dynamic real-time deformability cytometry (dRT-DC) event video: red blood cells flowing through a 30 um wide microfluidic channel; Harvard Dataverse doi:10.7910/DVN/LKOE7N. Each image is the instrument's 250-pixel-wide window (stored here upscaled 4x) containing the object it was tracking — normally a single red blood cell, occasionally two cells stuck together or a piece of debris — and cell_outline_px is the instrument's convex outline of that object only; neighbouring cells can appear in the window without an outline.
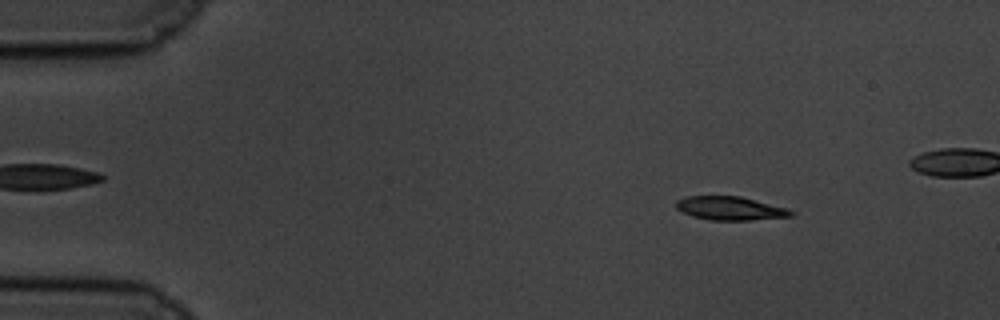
{"species": "common noctule bat (a hibernating species)", "species_latin": "Nyctalus noctula", "temperature_condition": "cold", "stored_images_in_passage": 52, "camera_frame_rate_fps": 3000, "um_per_image_px": 0.085, "animal": {"sex": "male", "body_mass_g": 19.5, "forearm_length_mm": 54.6}, "frame": {"image": 1, "passage_image": 7, "time_ms": 2.0, "image_size_px": [1000, 320], "cell_outline_px": [[796, 212], [792, 216], [748, 220], [708, 220], [692, 216], [676, 208], [676, 200], [688, 196], [740, 196], [788, 208]], "centroid_in_image_um": [62.08, 17.7], "position_along_channel_um": 22.9, "area_um2": 15.78}}
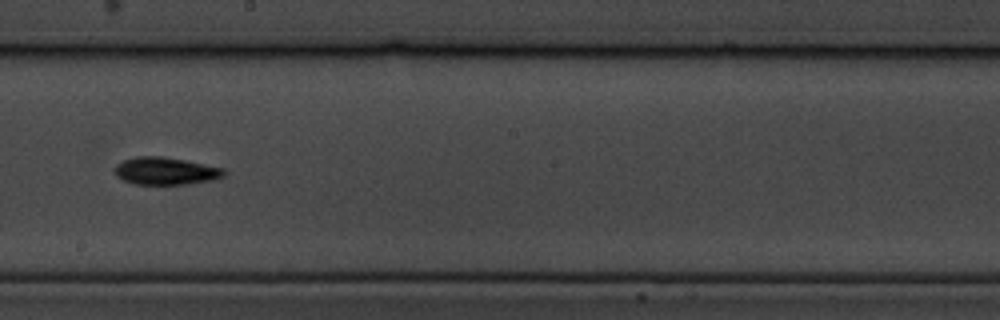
{"frame": {"image": 2, "passage_image": 32, "time_ms": 10.333, "image_size_px": [1000, 320], "cell_outline_px": [[228, 172], [224, 176], [212, 180], [188, 184], [136, 184], [124, 180], [116, 176], [116, 164], [124, 160], [136, 156], [160, 156], [184, 160], [224, 168]], "centroid_in_image_um": [14.11, 14.53], "position_along_channel_um": 234.1, "area_um2": 17.4}}
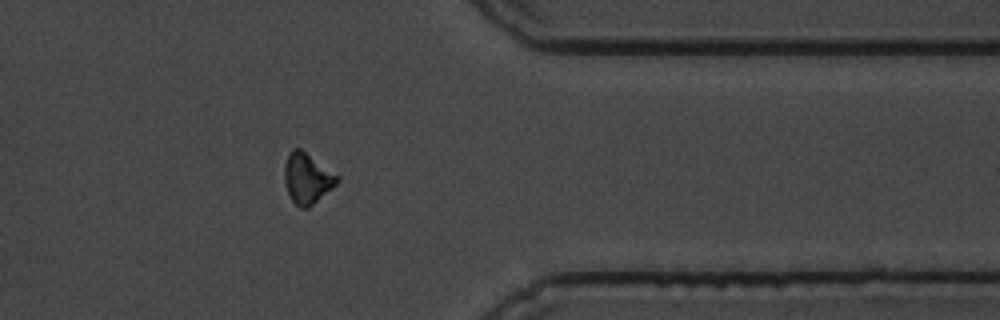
{"frame": {"image": 3, "passage_image": 46, "time_ms": 15.0, "image_size_px": [1000, 320], "cell_outline_px": [[340, 180], [332, 188], [308, 208], [300, 208], [292, 200], [284, 184], [284, 164], [288, 152], [292, 148], [300, 148], [340, 176]], "centroid_in_image_um": [26.1, 15.14], "position_along_channel_um": 385.3, "area_um2": 15.61}}